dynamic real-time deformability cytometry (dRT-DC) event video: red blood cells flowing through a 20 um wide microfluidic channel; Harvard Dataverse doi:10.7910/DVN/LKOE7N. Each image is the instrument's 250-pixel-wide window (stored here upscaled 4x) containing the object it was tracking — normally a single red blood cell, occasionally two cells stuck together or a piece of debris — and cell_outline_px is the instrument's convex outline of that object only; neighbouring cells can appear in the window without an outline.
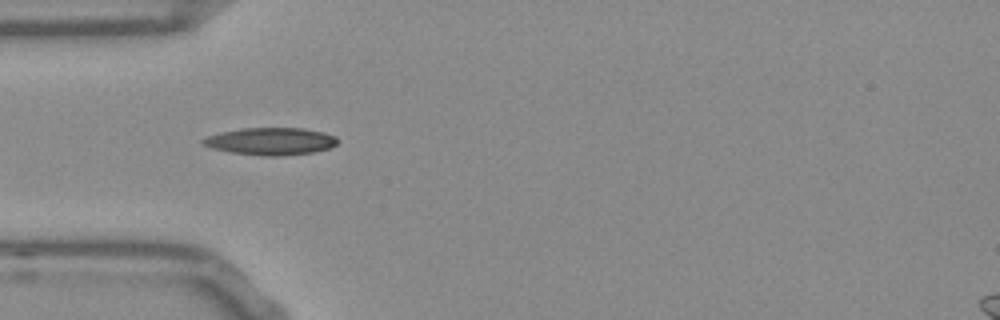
{"species": "Egyptian fruit bat (a non-hibernating species)", "species_latin": "Rousettus aegyptiacus", "temperature_condition": "room temperature", "stored_images_in_passage": 38, "camera_frame_rate_fps": 3000, "um_per_image_px": 0.085, "frame": {"image": 1, "passage_image": 1, "time_ms": 0.0, "image_size_px": [1000, 320], "cell_outline_px": [[336, 144], [328, 148], [312, 152], [280, 156], [264, 156], [232, 152], [212, 148], [204, 144], [200, 140], [208, 136], [240, 128], [304, 128], [324, 132], [336, 136]], "centroid_in_image_um": [23.02, 12.0], "position_along_channel_um": 62.0, "area_um2": 21.15}}
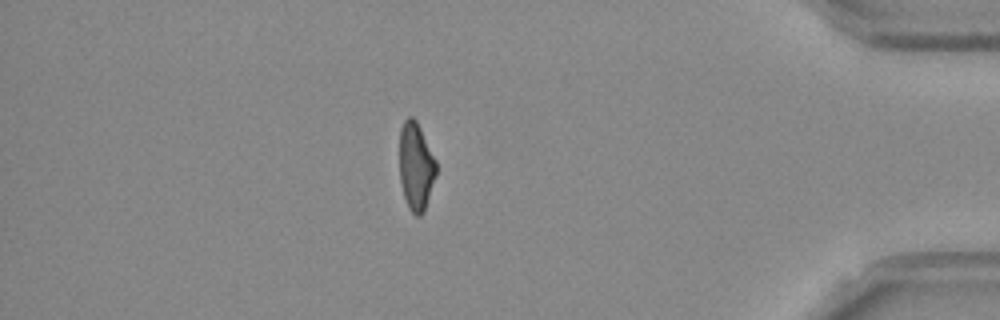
{"frame": {"image": 2, "passage_image": 31, "time_ms": 10.0, "image_size_px": [1000, 320], "cell_outline_px": [[436, 176], [424, 212], [420, 216], [416, 216], [408, 208], [404, 196], [400, 180], [400, 128], [404, 120], [408, 116], [412, 116], [416, 120], [436, 160]], "centroid_in_image_um": [35.35, 14.15], "position_along_channel_um": 399.8, "area_um2": 18.79}}
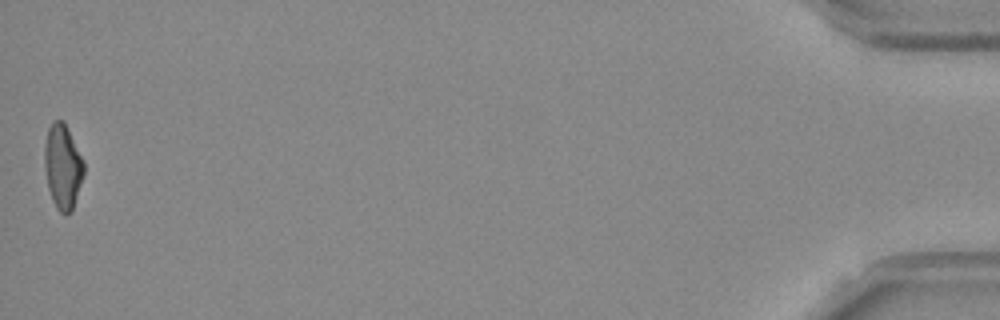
{"frame": {"image": 3, "passage_image": 38, "time_ms": 12.333, "image_size_px": [1000, 320], "cell_outline_px": [[84, 176], [72, 212], [64, 216], [56, 208], [52, 200], [48, 188], [44, 164], [44, 144], [48, 128], [52, 120], [64, 120], [84, 160]], "centroid_in_image_um": [5.34, 14.16], "position_along_channel_um": 429.9, "area_um2": 19.88}, "authors_computed_cell_mechanics": {"area_um2": 19.5075, "velocity_mm_per_s": 3.8105, "shape_relaxation_time_tau1_ms": null, "shape_relaxation_time_tau2_ms": 4.0275, "deformation_change_tau1": null, "deformation_change_tau2": 0.1186}}